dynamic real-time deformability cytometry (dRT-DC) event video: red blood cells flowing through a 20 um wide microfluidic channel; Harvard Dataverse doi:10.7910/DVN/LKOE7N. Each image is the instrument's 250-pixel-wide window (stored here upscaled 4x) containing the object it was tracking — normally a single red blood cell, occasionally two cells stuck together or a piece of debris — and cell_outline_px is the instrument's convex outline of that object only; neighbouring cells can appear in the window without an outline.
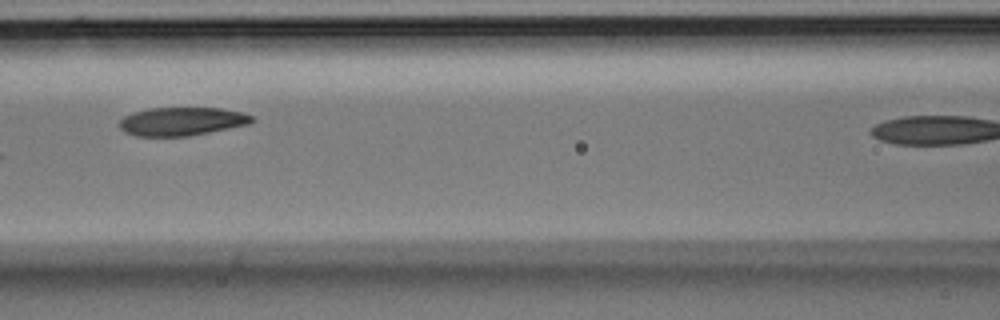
{"species": "Egyptian fruit bat (a non-hibernating species)", "species_latin": "Rousettus aegyptiacus", "temperature_condition": "room temperature", "stored_images_in_passage": 6, "camera_frame_rate_fps": 3000, "um_per_image_px": 0.085, "animal": {"sex": "male"}, "frame": {"image": 1, "passage_image": 4, "time_ms": 1.0, "image_size_px": [1000, 320], "cell_outline_px": [[256, 120], [248, 124], [188, 136], [136, 136], [124, 132], [120, 128], [120, 120], [124, 116], [148, 108], [220, 108], [240, 112], [252, 116]], "centroid_in_image_um": [15.44, 10.32], "position_along_channel_um": 151.2, "area_um2": 21.68}}
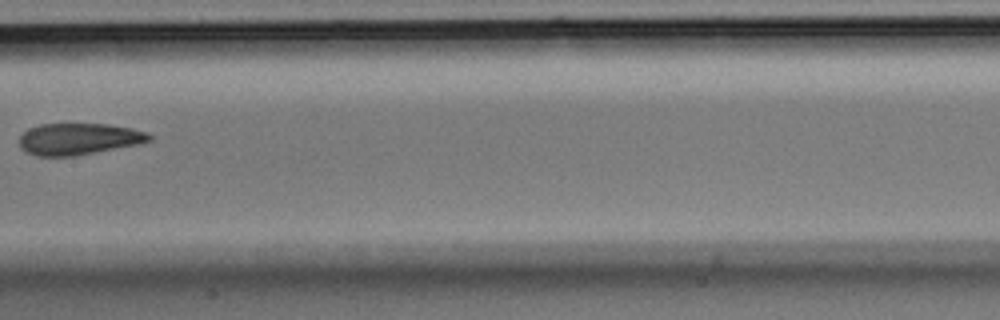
{"frame": {"image": 2, "passage_image": 6, "time_ms": 1.667, "image_size_px": [1000, 320], "cell_outline_px": [[152, 140], [136, 144], [72, 156], [36, 156], [20, 148], [20, 136], [28, 128], [40, 124], [104, 124], [128, 128], [144, 132], [152, 136]], "centroid_in_image_um": [6.62, 11.81], "position_along_channel_um": 200.8, "area_um2": 23.41}}